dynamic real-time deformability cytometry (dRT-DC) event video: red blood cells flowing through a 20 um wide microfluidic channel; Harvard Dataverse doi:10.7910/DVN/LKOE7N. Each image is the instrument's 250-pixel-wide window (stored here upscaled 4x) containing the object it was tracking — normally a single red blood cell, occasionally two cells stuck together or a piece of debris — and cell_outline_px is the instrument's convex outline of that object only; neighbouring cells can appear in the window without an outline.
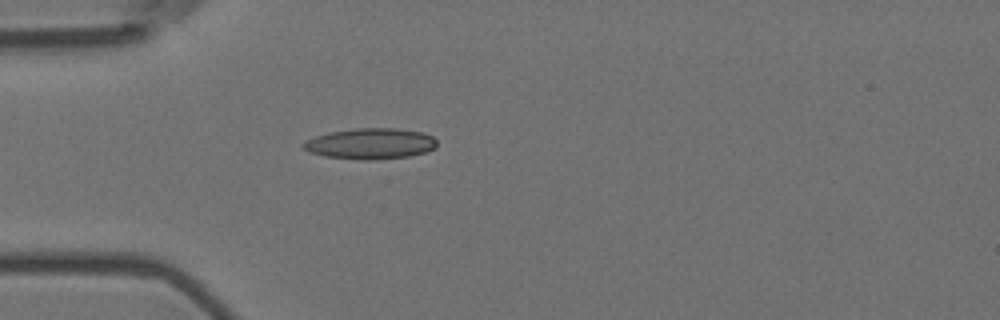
{"species": "Egyptian fruit bat (a non-hibernating species)", "species_latin": "Rousettus aegyptiacus", "temperature_condition": "room temperature", "stored_images_in_passage": 6, "camera_frame_rate_fps": 3000, "um_per_image_px": 0.085, "animal": {"sex": "female"}, "frame": {"image": 1, "passage_image": 6, "time_ms": 1.667, "image_size_px": [1000, 320], "cell_outline_px": [[436, 148], [424, 152], [408, 156], [368, 160], [360, 160], [324, 156], [308, 152], [300, 144], [316, 136], [328, 132], [356, 128], [396, 128], [420, 132], [432, 136], [436, 140]], "centroid_in_image_um": [31.46, 12.21], "position_along_channel_um": 53.5, "area_um2": 23.93}}